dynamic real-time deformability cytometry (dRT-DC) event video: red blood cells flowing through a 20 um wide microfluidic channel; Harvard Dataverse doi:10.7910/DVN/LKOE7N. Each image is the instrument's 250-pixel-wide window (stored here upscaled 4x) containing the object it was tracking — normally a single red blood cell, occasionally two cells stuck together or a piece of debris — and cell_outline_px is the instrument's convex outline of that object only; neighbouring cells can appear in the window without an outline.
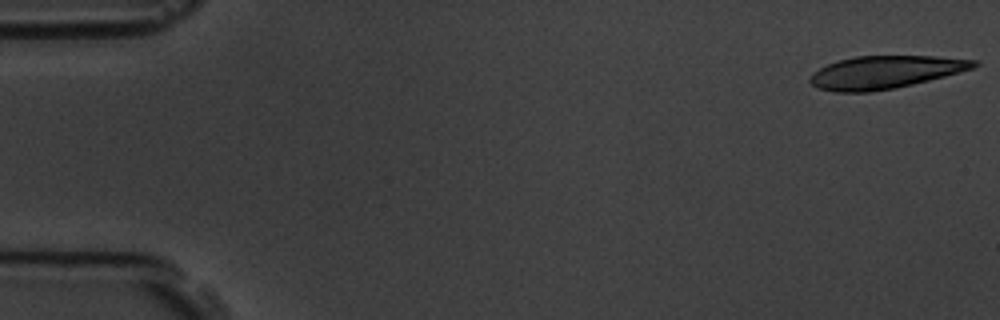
{"species": "common noctule bat (a hibernating species)", "species_latin": "Nyctalus noctula", "temperature_condition": "room temperature", "stored_images_in_passage": 5, "camera_frame_rate_fps": 3000, "um_per_image_px": 0.085, "animal": {"sex": "male", "body_mass_g": 19.5, "forearm_length_mm": 54.6}, "frame": {"image": 1, "passage_image": 1, "time_ms": 0.0, "image_size_px": [1000, 320], "cell_outline_px": [[980, 64], [972, 68], [960, 72], [896, 88], [872, 92], [832, 92], [816, 88], [808, 80], [820, 68], [828, 64], [840, 60], [856, 56], [936, 56], [976, 60]], "centroid_in_image_um": [75.23, 6.14], "position_along_channel_um": 9.8, "area_um2": 31.1}}